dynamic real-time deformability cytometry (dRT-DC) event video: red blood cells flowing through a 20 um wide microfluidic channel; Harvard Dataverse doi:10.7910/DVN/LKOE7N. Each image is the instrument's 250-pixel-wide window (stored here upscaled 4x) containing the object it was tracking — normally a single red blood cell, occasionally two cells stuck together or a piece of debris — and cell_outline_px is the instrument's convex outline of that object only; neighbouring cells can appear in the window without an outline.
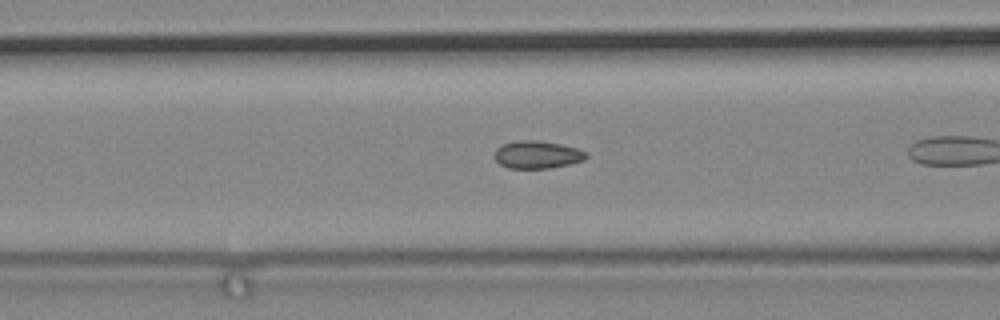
{"species": "common noctule bat (a hibernating species)", "species_latin": "Nyctalus noctula", "temperature_condition": "cold", "stored_images_in_passage": 23, "camera_frame_rate_fps": 3000, "um_per_image_px": 0.085, "animal": {"sex": "male", "body_mass_g": 19.2, "forearm_length_mm": 51.8}, "frame": {"image": 1, "passage_image": 17, "time_ms": 5.333, "image_size_px": [1000, 320], "cell_outline_px": [[588, 156], [584, 160], [552, 168], [508, 168], [500, 164], [492, 156], [496, 148], [504, 144], [516, 140], [536, 140], [560, 144], [576, 148], [588, 152]], "centroid_in_image_um": [45.65, 13.14], "position_along_channel_um": 121.0, "area_um2": 14.85}}
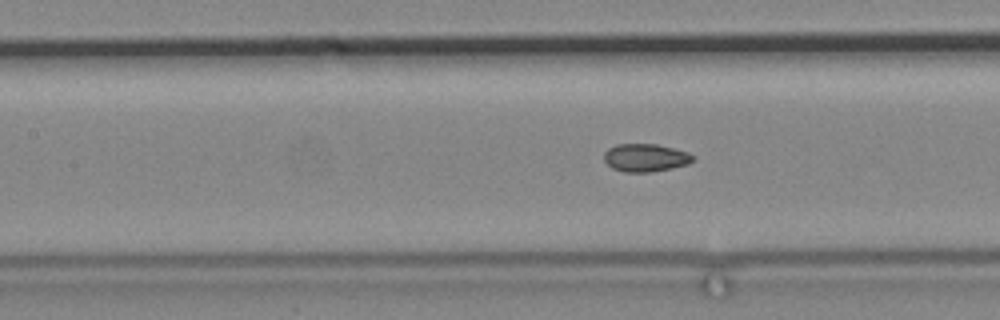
{"frame": {"image": 2, "passage_image": 20, "time_ms": 6.333, "image_size_px": [1000, 320], "cell_outline_px": [[692, 160], [688, 164], [672, 168], [652, 172], [624, 172], [612, 168], [604, 160], [604, 152], [608, 148], [616, 144], [656, 144], [688, 152], [692, 156]], "centroid_in_image_um": [54.82, 13.41], "position_along_channel_um": 152.6, "area_um2": 14.39}}